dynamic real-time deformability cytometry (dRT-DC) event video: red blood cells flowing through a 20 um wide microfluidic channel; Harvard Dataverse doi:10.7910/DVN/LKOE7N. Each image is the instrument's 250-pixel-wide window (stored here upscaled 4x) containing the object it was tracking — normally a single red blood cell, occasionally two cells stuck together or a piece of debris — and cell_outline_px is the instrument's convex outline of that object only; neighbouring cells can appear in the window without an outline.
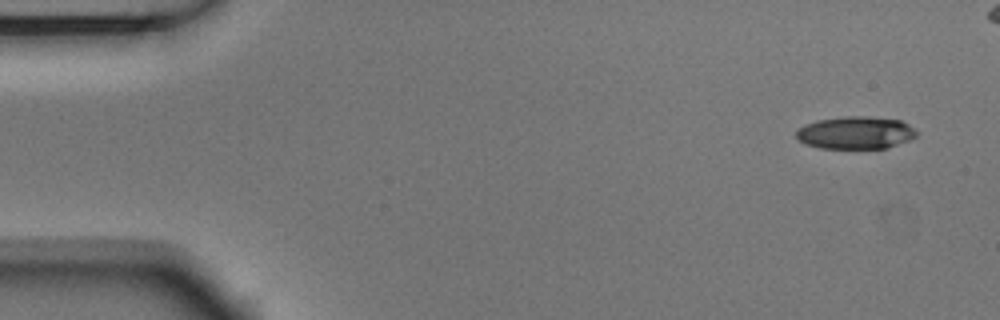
{"species": "Egyptian fruit bat (a non-hibernating species)", "species_latin": "Rousettus aegyptiacus", "temperature_condition": "room temperature", "stored_images_in_passage": 5, "camera_frame_rate_fps": 3000, "um_per_image_px": 0.085, "animal": {"sex": "male"}, "frame": {"image": 1, "passage_image": 1, "time_ms": 0.0, "image_size_px": [1000, 320], "cell_outline_px": [[916, 136], [908, 140], [888, 148], [820, 148], [804, 144], [796, 136], [796, 128], [804, 124], [816, 120], [844, 116], [864, 116], [900, 120], [908, 124], [916, 132]], "centroid_in_image_um": [72.67, 11.28], "position_along_channel_um": 12.3, "area_um2": 22.83}}